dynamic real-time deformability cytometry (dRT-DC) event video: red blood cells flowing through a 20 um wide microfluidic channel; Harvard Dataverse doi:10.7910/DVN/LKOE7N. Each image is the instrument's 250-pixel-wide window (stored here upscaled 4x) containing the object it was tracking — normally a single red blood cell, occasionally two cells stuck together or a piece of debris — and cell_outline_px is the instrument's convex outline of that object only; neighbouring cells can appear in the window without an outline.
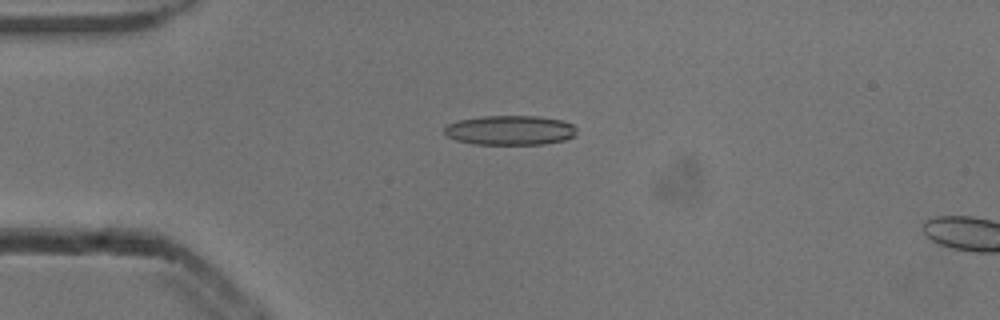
{"species": "common noctule bat (a hibernating species)", "species_latin": "Nyctalus noctula", "temperature_condition": "cold", "stored_images_in_passage": 3, "camera_frame_rate_fps": 3000, "um_per_image_px": 0.085, "animal": {"sex": "male", "body_mass_g": 13.3}, "frame": {"image": 1, "passage_image": 3, "time_ms": 0.667, "image_size_px": [1000, 320], "cell_outline_px": [[576, 132], [572, 136], [564, 140], [544, 144], [472, 144], [456, 140], [448, 136], [444, 132], [444, 128], [448, 124], [456, 120], [484, 116], [540, 116], [560, 120], [572, 124], [576, 128]], "centroid_in_image_um": [43.33, 11.07], "position_along_channel_um": 41.7, "area_um2": 22.77}}